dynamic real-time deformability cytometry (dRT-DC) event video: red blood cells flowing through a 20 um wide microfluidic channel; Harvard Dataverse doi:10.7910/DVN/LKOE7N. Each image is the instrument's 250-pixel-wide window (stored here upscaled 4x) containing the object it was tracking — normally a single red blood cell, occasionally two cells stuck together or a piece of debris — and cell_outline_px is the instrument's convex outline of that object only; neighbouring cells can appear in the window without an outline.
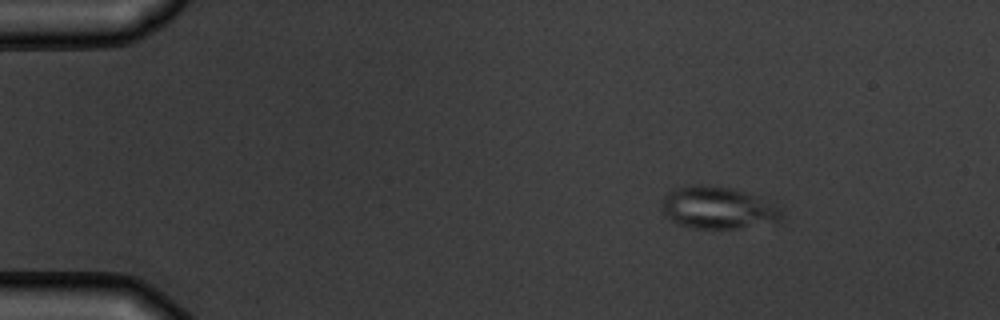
{"species": "common noctule bat (a hibernating species)", "species_latin": "Nyctalus noctula", "temperature_condition": "warm", "stored_images_in_passage": 9, "camera_frame_rate_fps": 3000, "um_per_image_px": 0.085, "animal": {"sex": "male", "body_mass_g": 19.5, "forearm_length_mm": 54.6}, "frame": {"image": 1, "passage_image": 1, "time_ms": 0.0, "image_size_px": [1000, 320], "cell_outline_px": [[780, 220], [740, 228], [692, 228], [676, 224], [664, 216], [660, 200], [672, 188], [696, 184], [704, 184], [732, 188], [756, 196], [780, 208]], "centroid_in_image_um": [60.9, 17.65], "position_along_channel_um": 24.1, "area_um2": 29.36}}
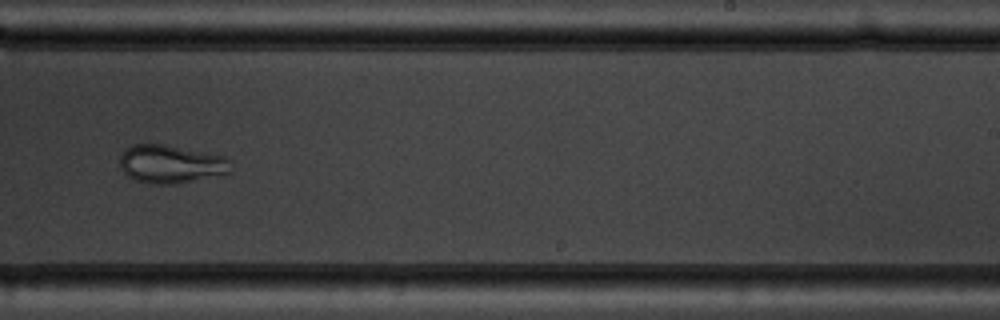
{"frame": {"image": 2, "passage_image": 9, "time_ms": 9.0, "image_size_px": [1000, 320], "cell_outline_px": [[232, 172], [176, 184], [148, 184], [136, 180], [128, 176], [120, 168], [120, 156], [124, 148], [132, 144], [164, 144], [224, 156], [228, 160]], "centroid_in_image_um": [14.47, 13.94], "position_along_channel_um": 274.5, "area_um2": 24.74}}